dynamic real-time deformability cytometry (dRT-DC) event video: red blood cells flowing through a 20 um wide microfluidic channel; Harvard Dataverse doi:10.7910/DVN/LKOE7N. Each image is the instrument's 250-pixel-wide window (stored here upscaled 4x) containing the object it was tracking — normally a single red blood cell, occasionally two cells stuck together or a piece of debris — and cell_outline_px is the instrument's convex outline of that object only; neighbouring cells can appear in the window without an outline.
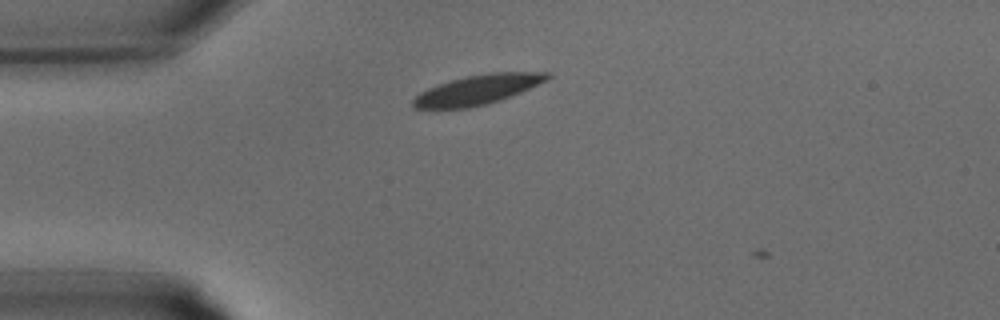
{"species": "common noctule bat (a hibernating species)", "species_latin": "Nyctalus noctula", "temperature_condition": "warm", "stored_images_in_passage": 3, "camera_frame_rate_fps": 3000, "um_per_image_px": 0.085, "animal": {"sex": "male", "body_mass_g": 15.6}, "frame": {"image": 1, "passage_image": 2, "time_ms": 0.333, "image_size_px": [1000, 320], "cell_outline_px": [[552, 76], [548, 80], [520, 92], [500, 100], [488, 104], [468, 108], [416, 108], [412, 104], [412, 100], [420, 92], [428, 88], [452, 80], [468, 76], [488, 72], [548, 72]], "centroid_in_image_um": [40.63, 7.62], "position_along_channel_um": 44.4, "area_um2": 22.95}}